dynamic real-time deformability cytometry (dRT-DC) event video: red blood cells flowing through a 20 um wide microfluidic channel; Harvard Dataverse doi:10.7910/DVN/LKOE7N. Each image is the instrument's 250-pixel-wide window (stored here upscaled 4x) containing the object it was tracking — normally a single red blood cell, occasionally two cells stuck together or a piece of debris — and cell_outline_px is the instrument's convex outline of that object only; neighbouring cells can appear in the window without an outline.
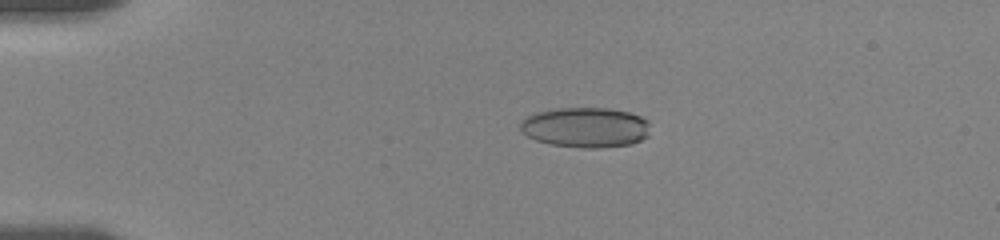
{"species": "human", "species_latin": "Homo sapiens", "temperature_condition": "room temperature", "stored_images_in_passage": 38, "camera_frame_rate_fps": 3000, "um_per_image_px": 0.085, "donor": {"sex": "female"}, "frame": {"image": 1, "passage_image": 5, "time_ms": 2.667, "image_size_px": [1000, 240], "cell_outline_px": [[648, 136], [632, 144], [600, 148], [584, 148], [552, 144], [536, 140], [528, 136], [520, 128], [520, 124], [528, 116], [536, 112], [556, 108], [608, 108], [628, 112], [640, 116], [648, 120]], "centroid_in_image_um": [49.79, 10.83], "position_along_channel_um": 35.2, "area_um2": 30.23}}
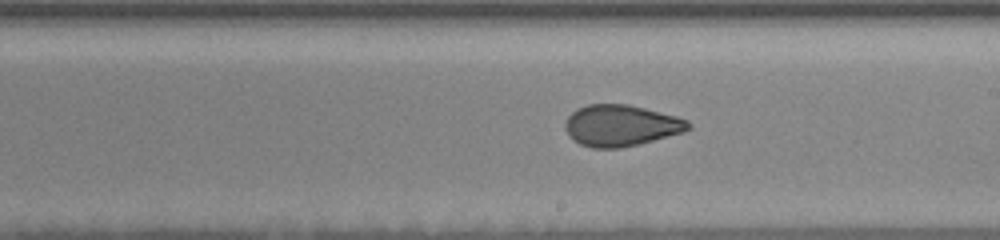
{"frame": {"image": 2, "passage_image": 21, "time_ms": 9.667, "image_size_px": [1000, 240], "cell_outline_px": [[692, 128], [684, 132], [620, 148], [592, 148], [580, 144], [568, 136], [564, 128], [564, 124], [568, 116], [576, 108], [588, 104], [628, 104], [676, 116], [688, 120], [692, 124]], "centroid_in_image_um": [52.76, 10.66], "position_along_channel_um": 236.2, "area_um2": 29.71}}
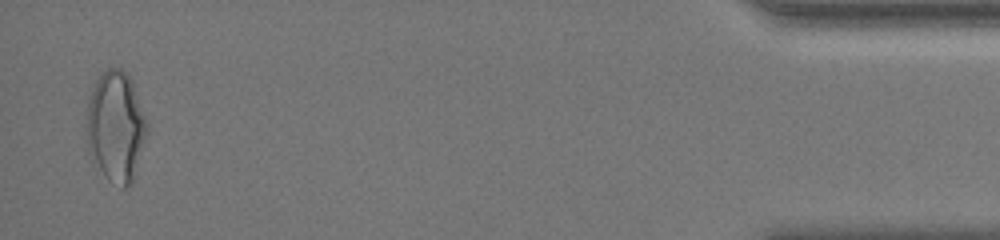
{"frame": {"image": 3, "passage_image": 38, "time_ms": 17.0, "image_size_px": [1000, 240], "cell_outline_px": [[148, 128], [132, 184], [124, 188], [120, 188], [108, 180], [88, 152], [88, 100], [92, 88], [96, 80], [108, 68], [120, 68], [132, 80], [148, 124]], "centroid_in_image_um": [9.86, 10.77], "position_along_channel_um": 425.3, "area_um2": 38.49}, "authors_computed_cell_mechanics": {"area_um2": 30.2294, "velocity_mm_per_s": 3.5975, "shape_relaxation_time_tau1_ms": null, "shape_relaxation_time_tau2_ms": 1.593, "deformation_change_tau1": null, "deformation_change_tau2": 0.0703}}